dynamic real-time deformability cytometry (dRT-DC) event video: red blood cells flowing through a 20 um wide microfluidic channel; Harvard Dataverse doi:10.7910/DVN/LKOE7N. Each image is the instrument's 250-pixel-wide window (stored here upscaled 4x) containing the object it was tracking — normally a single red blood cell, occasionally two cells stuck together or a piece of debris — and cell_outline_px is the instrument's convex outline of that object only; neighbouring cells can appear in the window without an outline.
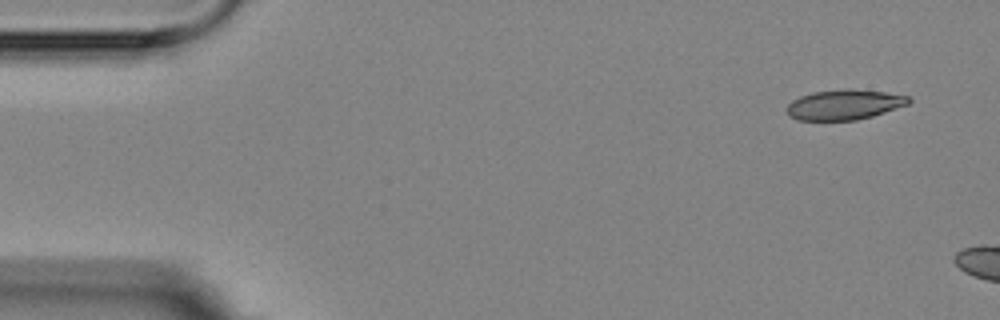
{"species": "Egyptian fruit bat (a non-hibernating species)", "species_latin": "Rousettus aegyptiacus", "temperature_condition": "room temperature", "stored_images_in_passage": 3, "camera_frame_rate_fps": 3000, "um_per_image_px": 0.085, "animal": {"sex": "female"}, "frame": {"image": 1, "passage_image": 1, "time_ms": 0.0, "image_size_px": [1000, 320], "cell_outline_px": [[912, 100], [908, 104], [872, 116], [856, 120], [796, 120], [788, 116], [788, 104], [792, 100], [800, 96], [812, 92], [848, 88], [884, 92], [908, 96]], "centroid_in_image_um": [71.74, 8.89], "position_along_channel_um": 13.3, "area_um2": 21.33}}